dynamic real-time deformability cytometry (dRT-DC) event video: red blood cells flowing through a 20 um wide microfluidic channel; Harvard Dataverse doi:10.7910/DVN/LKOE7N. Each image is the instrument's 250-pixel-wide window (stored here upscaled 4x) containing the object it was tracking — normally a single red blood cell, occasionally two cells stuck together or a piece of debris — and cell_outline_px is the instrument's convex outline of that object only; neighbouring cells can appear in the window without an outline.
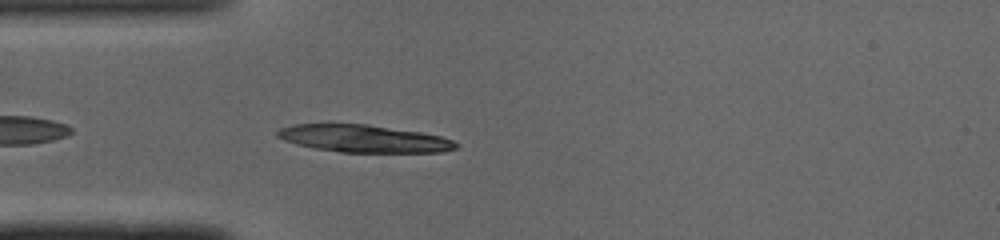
{"species": "common noctule bat (a hibernating species)", "species_latin": "Nyctalus noctula", "temperature_condition": "cold", "stored_images_in_passage": 38, "camera_frame_rate_fps": 3000, "um_per_image_px": 0.085, "animal": {"sex": "male", "body_mass_g": 19.0, "forearm_length_mm": 50.8}, "frame": {"image": 1, "passage_image": 3, "time_ms": 0.667, "image_size_px": [1000, 240], "cell_outline_px": [[460, 144], [456, 148], [444, 152], [340, 152], [316, 148], [296, 144], [284, 140], [276, 136], [276, 132], [280, 128], [292, 124], [328, 120], [368, 124], [420, 132], [440, 136], [452, 140]], "centroid_in_image_um": [30.81, 11.73], "position_along_channel_um": 54.2, "area_um2": 29.54}}
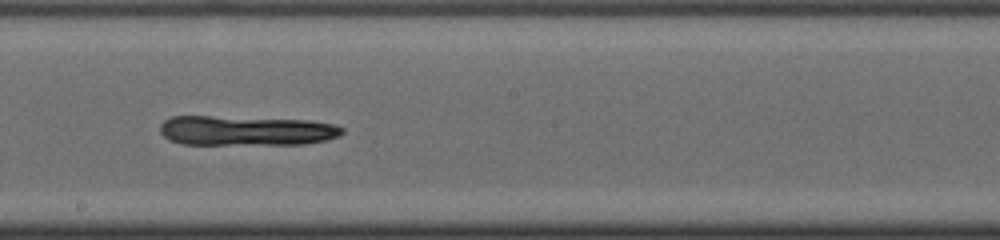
{"frame": {"image": 2, "passage_image": 16, "time_ms": 5.0, "image_size_px": [1000, 240], "cell_outline_px": [[344, 132], [340, 136], [328, 140], [304, 144], [180, 144], [168, 140], [160, 132], [160, 124], [164, 120], [172, 116], [208, 116], [308, 120], [332, 124], [344, 128]], "centroid_in_image_um": [20.91, 11.11], "position_along_channel_um": 227.3, "area_um2": 31.79}}
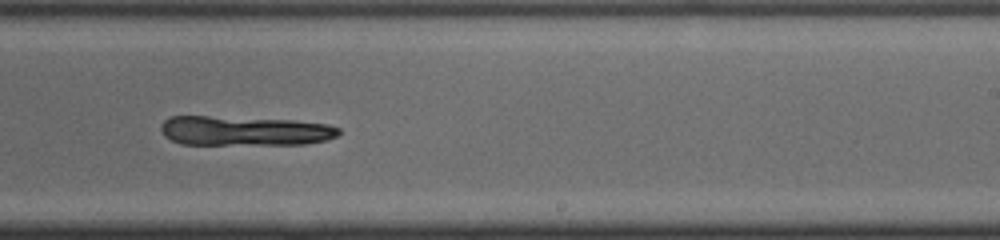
{"frame": {"image": 3, "passage_image": 19, "time_ms": 6.0, "image_size_px": [1000, 240], "cell_outline_px": [[340, 132], [336, 136], [328, 140], [304, 144], [180, 144], [164, 136], [160, 128], [160, 124], [164, 120], [172, 116], [208, 116], [292, 120], [328, 124], [340, 128]], "centroid_in_image_um": [20.77, 11.12], "position_along_channel_um": 268.2, "area_um2": 30.69}}